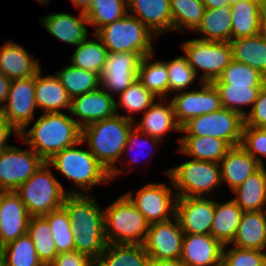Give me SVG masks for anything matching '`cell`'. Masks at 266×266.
I'll return each instance as SVG.
<instances>
[{
  "mask_svg": "<svg viewBox=\"0 0 266 266\" xmlns=\"http://www.w3.org/2000/svg\"><path fill=\"white\" fill-rule=\"evenodd\" d=\"M92 193L68 194L63 207L67 210L75 251L96 261L107 245L104 234V210Z\"/></svg>",
  "mask_w": 266,
  "mask_h": 266,
  "instance_id": "1",
  "label": "cell"
},
{
  "mask_svg": "<svg viewBox=\"0 0 266 266\" xmlns=\"http://www.w3.org/2000/svg\"><path fill=\"white\" fill-rule=\"evenodd\" d=\"M78 122L63 112L44 113L30 130L23 129L19 138L46 162L55 153L81 141Z\"/></svg>",
  "mask_w": 266,
  "mask_h": 266,
  "instance_id": "2",
  "label": "cell"
},
{
  "mask_svg": "<svg viewBox=\"0 0 266 266\" xmlns=\"http://www.w3.org/2000/svg\"><path fill=\"white\" fill-rule=\"evenodd\" d=\"M133 123L132 115L115 114L82 128L81 140L87 143L89 151L110 173L111 181L122 171L115 164L124 153L128 133L135 125Z\"/></svg>",
  "mask_w": 266,
  "mask_h": 266,
  "instance_id": "3",
  "label": "cell"
},
{
  "mask_svg": "<svg viewBox=\"0 0 266 266\" xmlns=\"http://www.w3.org/2000/svg\"><path fill=\"white\" fill-rule=\"evenodd\" d=\"M50 168L51 166L44 162L27 181L15 190L26 206L30 217L44 216L62 207L68 194H82V191L76 188L65 190Z\"/></svg>",
  "mask_w": 266,
  "mask_h": 266,
  "instance_id": "4",
  "label": "cell"
},
{
  "mask_svg": "<svg viewBox=\"0 0 266 266\" xmlns=\"http://www.w3.org/2000/svg\"><path fill=\"white\" fill-rule=\"evenodd\" d=\"M80 144L84 142L81 140L55 153L46 162L73 181V184L78 185L83 190L82 194H85V192H90L92 186L100 183L108 184L112 181L110 173L89 150L75 148Z\"/></svg>",
  "mask_w": 266,
  "mask_h": 266,
  "instance_id": "5",
  "label": "cell"
},
{
  "mask_svg": "<svg viewBox=\"0 0 266 266\" xmlns=\"http://www.w3.org/2000/svg\"><path fill=\"white\" fill-rule=\"evenodd\" d=\"M149 225L125 194L104 210V234L107 243L143 245Z\"/></svg>",
  "mask_w": 266,
  "mask_h": 266,
  "instance_id": "6",
  "label": "cell"
},
{
  "mask_svg": "<svg viewBox=\"0 0 266 266\" xmlns=\"http://www.w3.org/2000/svg\"><path fill=\"white\" fill-rule=\"evenodd\" d=\"M109 53L132 52L141 57L154 53L153 32L137 17L126 14L122 19L106 24L96 32Z\"/></svg>",
  "mask_w": 266,
  "mask_h": 266,
  "instance_id": "7",
  "label": "cell"
},
{
  "mask_svg": "<svg viewBox=\"0 0 266 266\" xmlns=\"http://www.w3.org/2000/svg\"><path fill=\"white\" fill-rule=\"evenodd\" d=\"M180 197H204L221 185L220 163L192 159L166 171Z\"/></svg>",
  "mask_w": 266,
  "mask_h": 266,
  "instance_id": "8",
  "label": "cell"
},
{
  "mask_svg": "<svg viewBox=\"0 0 266 266\" xmlns=\"http://www.w3.org/2000/svg\"><path fill=\"white\" fill-rule=\"evenodd\" d=\"M182 49L196 75L198 69L203 71L200 83H212L218 79L233 59L230 42L190 39L182 43Z\"/></svg>",
  "mask_w": 266,
  "mask_h": 266,
  "instance_id": "9",
  "label": "cell"
},
{
  "mask_svg": "<svg viewBox=\"0 0 266 266\" xmlns=\"http://www.w3.org/2000/svg\"><path fill=\"white\" fill-rule=\"evenodd\" d=\"M244 117L235 111L221 108L205 115L191 118L181 127L183 136H207L225 140L231 147L242 139Z\"/></svg>",
  "mask_w": 266,
  "mask_h": 266,
  "instance_id": "10",
  "label": "cell"
},
{
  "mask_svg": "<svg viewBox=\"0 0 266 266\" xmlns=\"http://www.w3.org/2000/svg\"><path fill=\"white\" fill-rule=\"evenodd\" d=\"M45 161L29 147L27 150L9 146L0 151V188L15 191Z\"/></svg>",
  "mask_w": 266,
  "mask_h": 266,
  "instance_id": "11",
  "label": "cell"
},
{
  "mask_svg": "<svg viewBox=\"0 0 266 266\" xmlns=\"http://www.w3.org/2000/svg\"><path fill=\"white\" fill-rule=\"evenodd\" d=\"M164 183H148L138 190L134 198L132 192L125 195L146 218L149 224L165 222L175 217L177 195Z\"/></svg>",
  "mask_w": 266,
  "mask_h": 266,
  "instance_id": "12",
  "label": "cell"
},
{
  "mask_svg": "<svg viewBox=\"0 0 266 266\" xmlns=\"http://www.w3.org/2000/svg\"><path fill=\"white\" fill-rule=\"evenodd\" d=\"M36 108L35 76L11 80L7 100L1 111L19 133L34 120Z\"/></svg>",
  "mask_w": 266,
  "mask_h": 266,
  "instance_id": "13",
  "label": "cell"
},
{
  "mask_svg": "<svg viewBox=\"0 0 266 266\" xmlns=\"http://www.w3.org/2000/svg\"><path fill=\"white\" fill-rule=\"evenodd\" d=\"M199 90L182 91L171 99L177 124L182 127L191 118L222 108L218 90L212 83H200Z\"/></svg>",
  "mask_w": 266,
  "mask_h": 266,
  "instance_id": "14",
  "label": "cell"
},
{
  "mask_svg": "<svg viewBox=\"0 0 266 266\" xmlns=\"http://www.w3.org/2000/svg\"><path fill=\"white\" fill-rule=\"evenodd\" d=\"M141 59L138 53H108L100 74V87L111 96L125 91L138 79Z\"/></svg>",
  "mask_w": 266,
  "mask_h": 266,
  "instance_id": "15",
  "label": "cell"
},
{
  "mask_svg": "<svg viewBox=\"0 0 266 266\" xmlns=\"http://www.w3.org/2000/svg\"><path fill=\"white\" fill-rule=\"evenodd\" d=\"M175 221V222H174ZM184 232L176 217L149 225L144 248L150 260L180 259Z\"/></svg>",
  "mask_w": 266,
  "mask_h": 266,
  "instance_id": "16",
  "label": "cell"
},
{
  "mask_svg": "<svg viewBox=\"0 0 266 266\" xmlns=\"http://www.w3.org/2000/svg\"><path fill=\"white\" fill-rule=\"evenodd\" d=\"M215 212V201L205 197H180L176 202V213L184 234H211Z\"/></svg>",
  "mask_w": 266,
  "mask_h": 266,
  "instance_id": "17",
  "label": "cell"
},
{
  "mask_svg": "<svg viewBox=\"0 0 266 266\" xmlns=\"http://www.w3.org/2000/svg\"><path fill=\"white\" fill-rule=\"evenodd\" d=\"M115 97L109 95L101 87L71 99L70 113L78 117L81 128L112 117L116 114Z\"/></svg>",
  "mask_w": 266,
  "mask_h": 266,
  "instance_id": "18",
  "label": "cell"
},
{
  "mask_svg": "<svg viewBox=\"0 0 266 266\" xmlns=\"http://www.w3.org/2000/svg\"><path fill=\"white\" fill-rule=\"evenodd\" d=\"M29 218L20 196L7 191L0 204V248L27 234Z\"/></svg>",
  "mask_w": 266,
  "mask_h": 266,
  "instance_id": "19",
  "label": "cell"
},
{
  "mask_svg": "<svg viewBox=\"0 0 266 266\" xmlns=\"http://www.w3.org/2000/svg\"><path fill=\"white\" fill-rule=\"evenodd\" d=\"M223 248L211 234H184L180 259L186 266H218Z\"/></svg>",
  "mask_w": 266,
  "mask_h": 266,
  "instance_id": "20",
  "label": "cell"
},
{
  "mask_svg": "<svg viewBox=\"0 0 266 266\" xmlns=\"http://www.w3.org/2000/svg\"><path fill=\"white\" fill-rule=\"evenodd\" d=\"M167 99L161 98L159 103L155 101L145 112L142 120L134 125L139 131L147 134V139L151 140V144L157 145L163 141V137L168 131H181V127L177 124L172 102L164 105ZM157 102V103H156Z\"/></svg>",
  "mask_w": 266,
  "mask_h": 266,
  "instance_id": "21",
  "label": "cell"
},
{
  "mask_svg": "<svg viewBox=\"0 0 266 266\" xmlns=\"http://www.w3.org/2000/svg\"><path fill=\"white\" fill-rule=\"evenodd\" d=\"M47 15L41 19V25L56 39L78 46L88 37L89 23L84 13L78 17L64 12Z\"/></svg>",
  "mask_w": 266,
  "mask_h": 266,
  "instance_id": "22",
  "label": "cell"
},
{
  "mask_svg": "<svg viewBox=\"0 0 266 266\" xmlns=\"http://www.w3.org/2000/svg\"><path fill=\"white\" fill-rule=\"evenodd\" d=\"M128 14L141 20L157 37L172 32L170 0H127Z\"/></svg>",
  "mask_w": 266,
  "mask_h": 266,
  "instance_id": "23",
  "label": "cell"
},
{
  "mask_svg": "<svg viewBox=\"0 0 266 266\" xmlns=\"http://www.w3.org/2000/svg\"><path fill=\"white\" fill-rule=\"evenodd\" d=\"M219 163L221 182L232 191L262 166L240 145L231 147Z\"/></svg>",
  "mask_w": 266,
  "mask_h": 266,
  "instance_id": "24",
  "label": "cell"
},
{
  "mask_svg": "<svg viewBox=\"0 0 266 266\" xmlns=\"http://www.w3.org/2000/svg\"><path fill=\"white\" fill-rule=\"evenodd\" d=\"M41 65L19 44L8 40L0 46V72L10 80L35 76Z\"/></svg>",
  "mask_w": 266,
  "mask_h": 266,
  "instance_id": "25",
  "label": "cell"
},
{
  "mask_svg": "<svg viewBox=\"0 0 266 266\" xmlns=\"http://www.w3.org/2000/svg\"><path fill=\"white\" fill-rule=\"evenodd\" d=\"M35 98L37 109L44 113L62 112L63 108L70 112L71 98L56 74L44 77L40 70L35 75Z\"/></svg>",
  "mask_w": 266,
  "mask_h": 266,
  "instance_id": "26",
  "label": "cell"
},
{
  "mask_svg": "<svg viewBox=\"0 0 266 266\" xmlns=\"http://www.w3.org/2000/svg\"><path fill=\"white\" fill-rule=\"evenodd\" d=\"M261 0H242L231 4V41L261 33Z\"/></svg>",
  "mask_w": 266,
  "mask_h": 266,
  "instance_id": "27",
  "label": "cell"
},
{
  "mask_svg": "<svg viewBox=\"0 0 266 266\" xmlns=\"http://www.w3.org/2000/svg\"><path fill=\"white\" fill-rule=\"evenodd\" d=\"M242 249H266V211L243 212L231 243Z\"/></svg>",
  "mask_w": 266,
  "mask_h": 266,
  "instance_id": "28",
  "label": "cell"
},
{
  "mask_svg": "<svg viewBox=\"0 0 266 266\" xmlns=\"http://www.w3.org/2000/svg\"><path fill=\"white\" fill-rule=\"evenodd\" d=\"M233 200L243 212L266 211V168L262 165L232 191Z\"/></svg>",
  "mask_w": 266,
  "mask_h": 266,
  "instance_id": "29",
  "label": "cell"
},
{
  "mask_svg": "<svg viewBox=\"0 0 266 266\" xmlns=\"http://www.w3.org/2000/svg\"><path fill=\"white\" fill-rule=\"evenodd\" d=\"M178 152L195 160L220 162L231 146L223 139L207 136H182Z\"/></svg>",
  "mask_w": 266,
  "mask_h": 266,
  "instance_id": "30",
  "label": "cell"
},
{
  "mask_svg": "<svg viewBox=\"0 0 266 266\" xmlns=\"http://www.w3.org/2000/svg\"><path fill=\"white\" fill-rule=\"evenodd\" d=\"M149 262L144 245L107 243L95 266H148Z\"/></svg>",
  "mask_w": 266,
  "mask_h": 266,
  "instance_id": "31",
  "label": "cell"
},
{
  "mask_svg": "<svg viewBox=\"0 0 266 266\" xmlns=\"http://www.w3.org/2000/svg\"><path fill=\"white\" fill-rule=\"evenodd\" d=\"M243 211L233 199L220 204L215 201V212L211 225V235L223 246L233 242Z\"/></svg>",
  "mask_w": 266,
  "mask_h": 266,
  "instance_id": "32",
  "label": "cell"
},
{
  "mask_svg": "<svg viewBox=\"0 0 266 266\" xmlns=\"http://www.w3.org/2000/svg\"><path fill=\"white\" fill-rule=\"evenodd\" d=\"M230 44L233 60L257 69L266 78V36L263 33L238 38Z\"/></svg>",
  "mask_w": 266,
  "mask_h": 266,
  "instance_id": "33",
  "label": "cell"
},
{
  "mask_svg": "<svg viewBox=\"0 0 266 266\" xmlns=\"http://www.w3.org/2000/svg\"><path fill=\"white\" fill-rule=\"evenodd\" d=\"M231 21V6L205 9L201 22L194 31L202 34L201 40L230 42Z\"/></svg>",
  "mask_w": 266,
  "mask_h": 266,
  "instance_id": "34",
  "label": "cell"
},
{
  "mask_svg": "<svg viewBox=\"0 0 266 266\" xmlns=\"http://www.w3.org/2000/svg\"><path fill=\"white\" fill-rule=\"evenodd\" d=\"M152 57L154 53L142 57L138 69V80L156 98L166 99L167 93L169 94L166 62L164 60L151 62Z\"/></svg>",
  "mask_w": 266,
  "mask_h": 266,
  "instance_id": "35",
  "label": "cell"
},
{
  "mask_svg": "<svg viewBox=\"0 0 266 266\" xmlns=\"http://www.w3.org/2000/svg\"><path fill=\"white\" fill-rule=\"evenodd\" d=\"M95 39L89 40V37H87L76 46V50L70 58V63L77 68L100 75L109 52L97 36Z\"/></svg>",
  "mask_w": 266,
  "mask_h": 266,
  "instance_id": "36",
  "label": "cell"
},
{
  "mask_svg": "<svg viewBox=\"0 0 266 266\" xmlns=\"http://www.w3.org/2000/svg\"><path fill=\"white\" fill-rule=\"evenodd\" d=\"M27 235L32 239L40 261L44 266H50L58 253L48 221L43 216L30 217Z\"/></svg>",
  "mask_w": 266,
  "mask_h": 266,
  "instance_id": "37",
  "label": "cell"
},
{
  "mask_svg": "<svg viewBox=\"0 0 266 266\" xmlns=\"http://www.w3.org/2000/svg\"><path fill=\"white\" fill-rule=\"evenodd\" d=\"M56 76L60 79L71 99L100 87L99 74L77 68L71 64L58 70Z\"/></svg>",
  "mask_w": 266,
  "mask_h": 266,
  "instance_id": "38",
  "label": "cell"
},
{
  "mask_svg": "<svg viewBox=\"0 0 266 266\" xmlns=\"http://www.w3.org/2000/svg\"><path fill=\"white\" fill-rule=\"evenodd\" d=\"M202 0H170L172 31L184 33L187 28L195 30L205 12Z\"/></svg>",
  "mask_w": 266,
  "mask_h": 266,
  "instance_id": "39",
  "label": "cell"
},
{
  "mask_svg": "<svg viewBox=\"0 0 266 266\" xmlns=\"http://www.w3.org/2000/svg\"><path fill=\"white\" fill-rule=\"evenodd\" d=\"M0 253L4 266H44L27 234L4 245Z\"/></svg>",
  "mask_w": 266,
  "mask_h": 266,
  "instance_id": "40",
  "label": "cell"
},
{
  "mask_svg": "<svg viewBox=\"0 0 266 266\" xmlns=\"http://www.w3.org/2000/svg\"><path fill=\"white\" fill-rule=\"evenodd\" d=\"M212 84L262 88L266 84V78L257 69L232 59L219 78Z\"/></svg>",
  "mask_w": 266,
  "mask_h": 266,
  "instance_id": "41",
  "label": "cell"
},
{
  "mask_svg": "<svg viewBox=\"0 0 266 266\" xmlns=\"http://www.w3.org/2000/svg\"><path fill=\"white\" fill-rule=\"evenodd\" d=\"M128 13L127 0H92L85 14L95 32L106 24L122 19Z\"/></svg>",
  "mask_w": 266,
  "mask_h": 266,
  "instance_id": "42",
  "label": "cell"
},
{
  "mask_svg": "<svg viewBox=\"0 0 266 266\" xmlns=\"http://www.w3.org/2000/svg\"><path fill=\"white\" fill-rule=\"evenodd\" d=\"M218 90L221 105L225 109L235 111L245 117L248 112L242 109V106H252L257 100L259 91L262 88H247L240 86H231L230 84H213Z\"/></svg>",
  "mask_w": 266,
  "mask_h": 266,
  "instance_id": "43",
  "label": "cell"
},
{
  "mask_svg": "<svg viewBox=\"0 0 266 266\" xmlns=\"http://www.w3.org/2000/svg\"><path fill=\"white\" fill-rule=\"evenodd\" d=\"M49 223L58 254L75 251L74 233L72 232L69 215L62 206L43 216Z\"/></svg>",
  "mask_w": 266,
  "mask_h": 266,
  "instance_id": "44",
  "label": "cell"
},
{
  "mask_svg": "<svg viewBox=\"0 0 266 266\" xmlns=\"http://www.w3.org/2000/svg\"><path fill=\"white\" fill-rule=\"evenodd\" d=\"M118 96H120L119 102L115 101L116 114H118L120 104L130 115L136 112L138 114L139 112H145L155 102L156 98L138 79Z\"/></svg>",
  "mask_w": 266,
  "mask_h": 266,
  "instance_id": "45",
  "label": "cell"
},
{
  "mask_svg": "<svg viewBox=\"0 0 266 266\" xmlns=\"http://www.w3.org/2000/svg\"><path fill=\"white\" fill-rule=\"evenodd\" d=\"M168 71L169 93L182 92L192 85L197 75L189 65L185 55L166 61Z\"/></svg>",
  "mask_w": 266,
  "mask_h": 266,
  "instance_id": "46",
  "label": "cell"
},
{
  "mask_svg": "<svg viewBox=\"0 0 266 266\" xmlns=\"http://www.w3.org/2000/svg\"><path fill=\"white\" fill-rule=\"evenodd\" d=\"M223 248L224 266H266V252L256 249H242L233 246L226 252Z\"/></svg>",
  "mask_w": 266,
  "mask_h": 266,
  "instance_id": "47",
  "label": "cell"
},
{
  "mask_svg": "<svg viewBox=\"0 0 266 266\" xmlns=\"http://www.w3.org/2000/svg\"><path fill=\"white\" fill-rule=\"evenodd\" d=\"M240 146H242L261 165H265L261 155L266 156V128H256L244 125Z\"/></svg>",
  "mask_w": 266,
  "mask_h": 266,
  "instance_id": "48",
  "label": "cell"
},
{
  "mask_svg": "<svg viewBox=\"0 0 266 266\" xmlns=\"http://www.w3.org/2000/svg\"><path fill=\"white\" fill-rule=\"evenodd\" d=\"M244 117V125L266 128V84L259 91L255 104Z\"/></svg>",
  "mask_w": 266,
  "mask_h": 266,
  "instance_id": "49",
  "label": "cell"
},
{
  "mask_svg": "<svg viewBox=\"0 0 266 266\" xmlns=\"http://www.w3.org/2000/svg\"><path fill=\"white\" fill-rule=\"evenodd\" d=\"M50 266H95V261L78 251H72L58 254Z\"/></svg>",
  "mask_w": 266,
  "mask_h": 266,
  "instance_id": "50",
  "label": "cell"
},
{
  "mask_svg": "<svg viewBox=\"0 0 266 266\" xmlns=\"http://www.w3.org/2000/svg\"><path fill=\"white\" fill-rule=\"evenodd\" d=\"M13 131L19 137L17 129L4 117V114L0 110V151L10 146L7 145V140L13 134Z\"/></svg>",
  "mask_w": 266,
  "mask_h": 266,
  "instance_id": "51",
  "label": "cell"
},
{
  "mask_svg": "<svg viewBox=\"0 0 266 266\" xmlns=\"http://www.w3.org/2000/svg\"><path fill=\"white\" fill-rule=\"evenodd\" d=\"M141 136H144L146 137L147 135H145L144 133H142L141 131H139L135 126L129 131L128 133V140H127V143L124 147V153L123 155L125 154V151L129 150V149H132L134 147H137L139 145V143L141 144V142L139 141H143L142 144H146V141L142 140L141 139ZM139 140V141H138ZM138 142V143H137ZM141 144V145H142ZM139 147V146H138ZM139 150V149H138ZM142 156V155H141ZM148 156V155H147ZM138 159L137 155L136 156H133L132 160L130 159L129 160V163H136V160Z\"/></svg>",
  "mask_w": 266,
  "mask_h": 266,
  "instance_id": "52",
  "label": "cell"
},
{
  "mask_svg": "<svg viewBox=\"0 0 266 266\" xmlns=\"http://www.w3.org/2000/svg\"><path fill=\"white\" fill-rule=\"evenodd\" d=\"M10 83L11 80L0 72V105H2L0 110L4 107L7 100Z\"/></svg>",
  "mask_w": 266,
  "mask_h": 266,
  "instance_id": "53",
  "label": "cell"
},
{
  "mask_svg": "<svg viewBox=\"0 0 266 266\" xmlns=\"http://www.w3.org/2000/svg\"><path fill=\"white\" fill-rule=\"evenodd\" d=\"M148 266H186L181 259L176 260H150Z\"/></svg>",
  "mask_w": 266,
  "mask_h": 266,
  "instance_id": "54",
  "label": "cell"
},
{
  "mask_svg": "<svg viewBox=\"0 0 266 266\" xmlns=\"http://www.w3.org/2000/svg\"><path fill=\"white\" fill-rule=\"evenodd\" d=\"M206 9H217L224 6H230V0H202Z\"/></svg>",
  "mask_w": 266,
  "mask_h": 266,
  "instance_id": "55",
  "label": "cell"
},
{
  "mask_svg": "<svg viewBox=\"0 0 266 266\" xmlns=\"http://www.w3.org/2000/svg\"><path fill=\"white\" fill-rule=\"evenodd\" d=\"M72 3L80 9L81 13L86 14L89 11L92 0H71Z\"/></svg>",
  "mask_w": 266,
  "mask_h": 266,
  "instance_id": "56",
  "label": "cell"
},
{
  "mask_svg": "<svg viewBox=\"0 0 266 266\" xmlns=\"http://www.w3.org/2000/svg\"><path fill=\"white\" fill-rule=\"evenodd\" d=\"M261 33L266 35V0L262 2L261 6Z\"/></svg>",
  "mask_w": 266,
  "mask_h": 266,
  "instance_id": "57",
  "label": "cell"
},
{
  "mask_svg": "<svg viewBox=\"0 0 266 266\" xmlns=\"http://www.w3.org/2000/svg\"><path fill=\"white\" fill-rule=\"evenodd\" d=\"M6 192H7V190L0 188V204H1V201H2Z\"/></svg>",
  "mask_w": 266,
  "mask_h": 266,
  "instance_id": "58",
  "label": "cell"
},
{
  "mask_svg": "<svg viewBox=\"0 0 266 266\" xmlns=\"http://www.w3.org/2000/svg\"><path fill=\"white\" fill-rule=\"evenodd\" d=\"M0 266H4V261H3L1 253H0Z\"/></svg>",
  "mask_w": 266,
  "mask_h": 266,
  "instance_id": "59",
  "label": "cell"
},
{
  "mask_svg": "<svg viewBox=\"0 0 266 266\" xmlns=\"http://www.w3.org/2000/svg\"><path fill=\"white\" fill-rule=\"evenodd\" d=\"M39 3H41V4H45V3H48L49 2V0H37Z\"/></svg>",
  "mask_w": 266,
  "mask_h": 266,
  "instance_id": "60",
  "label": "cell"
},
{
  "mask_svg": "<svg viewBox=\"0 0 266 266\" xmlns=\"http://www.w3.org/2000/svg\"><path fill=\"white\" fill-rule=\"evenodd\" d=\"M242 0H230V3L233 4V3H236V2H240ZM261 1H264V0H261Z\"/></svg>",
  "mask_w": 266,
  "mask_h": 266,
  "instance_id": "61",
  "label": "cell"
}]
</instances>
